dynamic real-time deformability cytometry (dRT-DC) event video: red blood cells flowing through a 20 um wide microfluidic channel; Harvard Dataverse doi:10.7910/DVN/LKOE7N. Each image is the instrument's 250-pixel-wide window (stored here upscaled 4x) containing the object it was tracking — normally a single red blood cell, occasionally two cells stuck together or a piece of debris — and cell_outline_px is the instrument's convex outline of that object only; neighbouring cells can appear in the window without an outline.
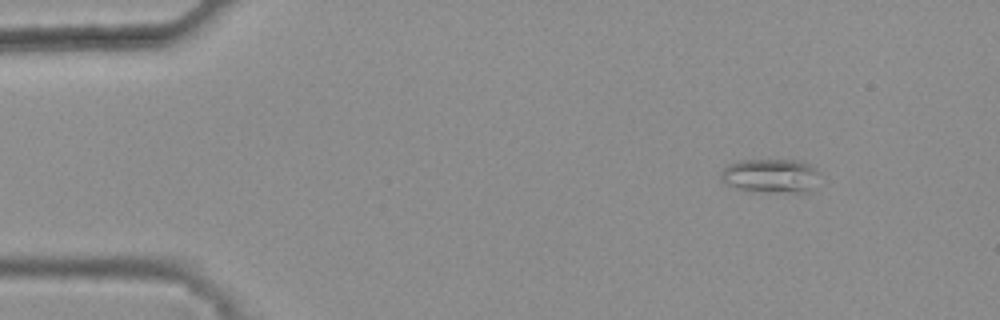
{"species": "common noctule bat (a hibernating species)", "species_latin": "Nyctalus noctula", "temperature_condition": "warm", "stored_images_in_passage": 5, "camera_frame_rate_fps": 3000, "um_per_image_px": 0.085, "animal": {"sex": "female", "body_mass_g": 25.1}, "frame": {"image": 1, "passage_image": 1, "time_ms": 0.0, "image_size_px": [1000, 320], "cell_outline_px": [[820, 172], [812, 192], [800, 196], [752, 192], [736, 188], [724, 184], [720, 176], [720, 172], [728, 164], [740, 160], [796, 160], [808, 164], [816, 168]], "centroid_in_image_um": [65.56, 15.02], "position_along_channel_um": 19.4, "area_um2": 20.87}}
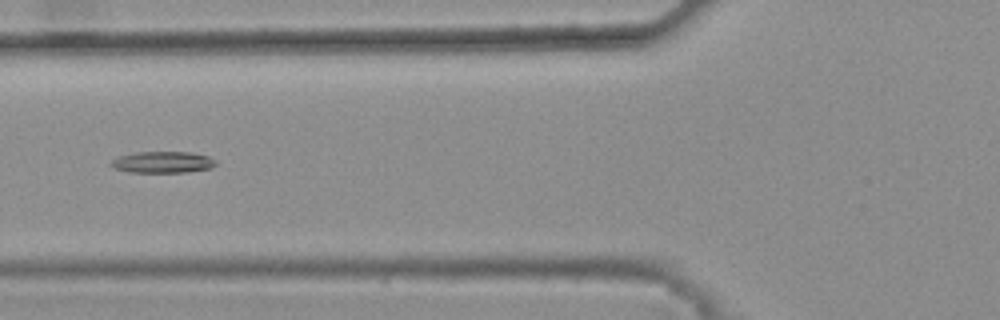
{"frame": {"image": 2, "passage_image": 5, "time_ms": 1.333, "image_size_px": [1000, 320], "cell_outline_px": [[216, 164], [212, 168], [188, 172], [128, 172], [116, 168], [108, 164], [116, 156], [140, 152], [188, 152], [208, 156], [216, 160]], "centroid_in_image_um": [13.83, 13.79], "position_along_channel_um": 112.0, "area_um2": 13.12}}